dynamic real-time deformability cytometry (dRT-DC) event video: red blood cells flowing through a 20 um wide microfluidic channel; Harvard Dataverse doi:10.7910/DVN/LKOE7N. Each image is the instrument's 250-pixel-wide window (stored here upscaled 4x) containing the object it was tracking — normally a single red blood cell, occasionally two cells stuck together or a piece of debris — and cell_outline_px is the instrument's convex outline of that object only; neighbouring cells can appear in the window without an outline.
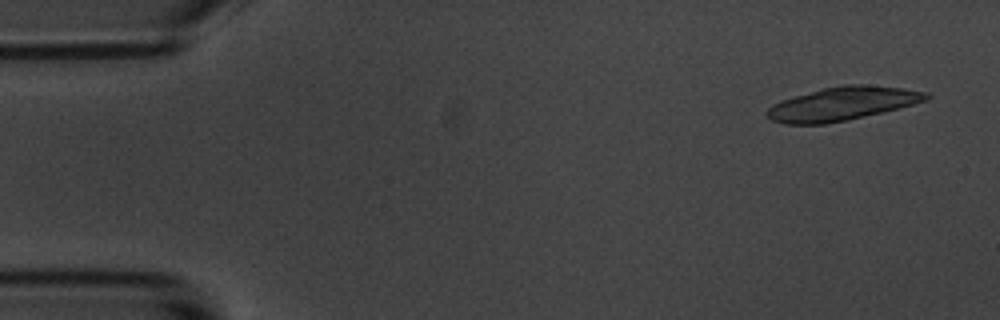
{"species": "common noctule bat (a hibernating species)", "species_latin": "Nyctalus noctula", "temperature_condition": "room temperature", "stored_images_in_passage": 8, "camera_frame_rate_fps": 3000, "um_per_image_px": 0.085, "animal": {"sex": "male", "body_mass_g": 20.1, "forearm_length_mm": 53.5}, "frame": {"image": 1, "passage_image": 1, "time_ms": 0.0, "image_size_px": [1000, 320], "cell_outline_px": [[932, 96], [924, 100], [900, 108], [884, 112], [824, 124], [784, 124], [772, 120], [764, 112], [772, 104], [780, 100], [824, 88], [844, 84], [864, 84], [900, 88], [928, 92]], "centroid_in_image_um": [71.57, 8.81], "position_along_channel_um": 13.4, "area_um2": 30.81}}